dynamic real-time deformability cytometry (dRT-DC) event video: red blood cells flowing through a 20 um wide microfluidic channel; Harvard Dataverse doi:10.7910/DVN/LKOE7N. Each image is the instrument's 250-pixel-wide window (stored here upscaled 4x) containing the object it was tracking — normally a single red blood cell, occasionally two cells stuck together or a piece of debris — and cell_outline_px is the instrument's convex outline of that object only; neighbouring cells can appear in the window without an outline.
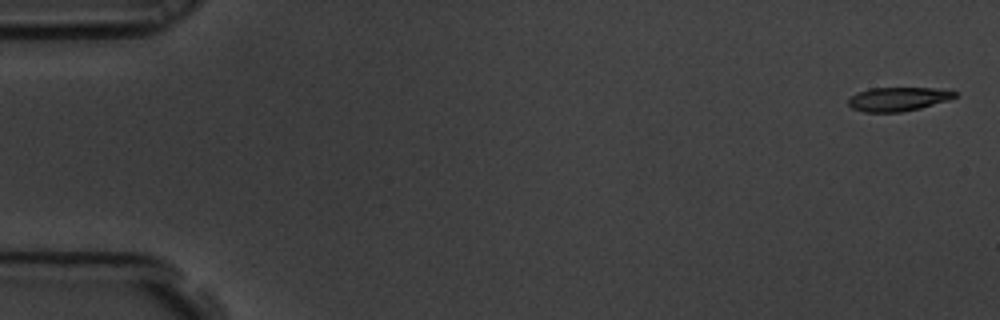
{"species": "common noctule bat (a hibernating species)", "species_latin": "Nyctalus noctula", "temperature_condition": "room temperature", "stored_images_in_passage": 5, "camera_frame_rate_fps": 3000, "um_per_image_px": 0.085, "animal": {"sex": "male", "body_mass_g": 19.5, "forearm_length_mm": 54.6}, "frame": {"image": 1, "passage_image": 1, "time_ms": 0.0, "image_size_px": [1000, 320], "cell_outline_px": [[956, 96], [948, 100], [920, 108], [900, 112], [864, 112], [852, 108], [848, 104], [848, 100], [856, 92], [868, 88], [952, 88], [956, 92]], "centroid_in_image_um": [76.36, 8.4], "position_along_channel_um": 8.6, "area_um2": 14.97}}
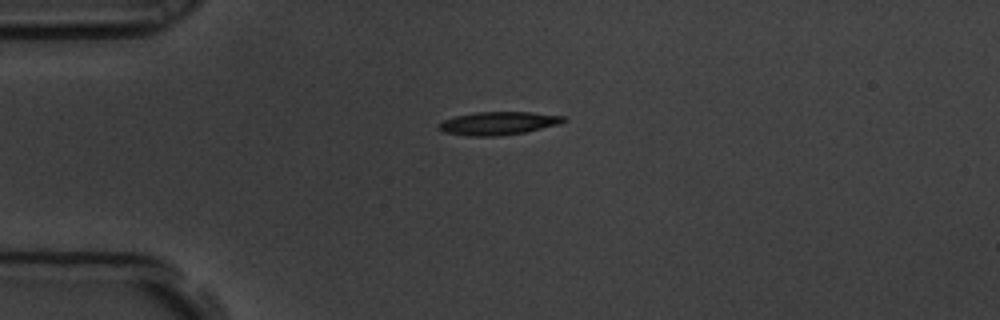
{"frame": {"image": 2, "passage_image": 5, "time_ms": 1.333, "image_size_px": [1000, 320], "cell_outline_px": [[568, 120], [560, 124], [524, 132], [500, 136], [468, 136], [444, 132], [436, 128], [444, 120], [456, 116], [476, 112], [532, 112], [564, 116]], "centroid_in_image_um": [42.37, 10.48], "position_along_channel_um": 42.6, "area_um2": 16.82}}